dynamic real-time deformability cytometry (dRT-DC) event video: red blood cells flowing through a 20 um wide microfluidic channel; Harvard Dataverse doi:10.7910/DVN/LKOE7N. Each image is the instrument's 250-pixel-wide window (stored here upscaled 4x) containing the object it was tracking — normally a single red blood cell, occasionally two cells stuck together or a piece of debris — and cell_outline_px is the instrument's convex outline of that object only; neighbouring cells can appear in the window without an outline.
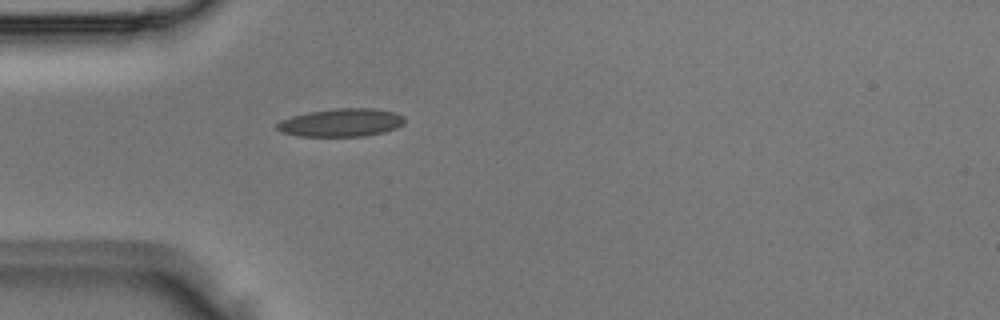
{"species": "Egyptian fruit bat (a non-hibernating species)", "species_latin": "Rousettus aegyptiacus", "temperature_condition": "room temperature", "stored_images_in_passage": 1, "camera_frame_rate_fps": 3000, "um_per_image_px": 0.085, "animal": {"sex": "male"}, "frame": {"image": 1, "passage_image": 1, "time_ms": 0.0, "image_size_px": [1000, 320], "cell_outline_px": [[404, 124], [396, 128], [384, 132], [364, 136], [300, 136], [280, 132], [276, 128], [276, 124], [280, 120], [292, 116], [308, 112], [336, 108], [372, 108], [396, 112], [404, 116]], "centroid_in_image_um": [29.01, 10.42], "position_along_channel_um": 56.0, "area_um2": 20.98}}